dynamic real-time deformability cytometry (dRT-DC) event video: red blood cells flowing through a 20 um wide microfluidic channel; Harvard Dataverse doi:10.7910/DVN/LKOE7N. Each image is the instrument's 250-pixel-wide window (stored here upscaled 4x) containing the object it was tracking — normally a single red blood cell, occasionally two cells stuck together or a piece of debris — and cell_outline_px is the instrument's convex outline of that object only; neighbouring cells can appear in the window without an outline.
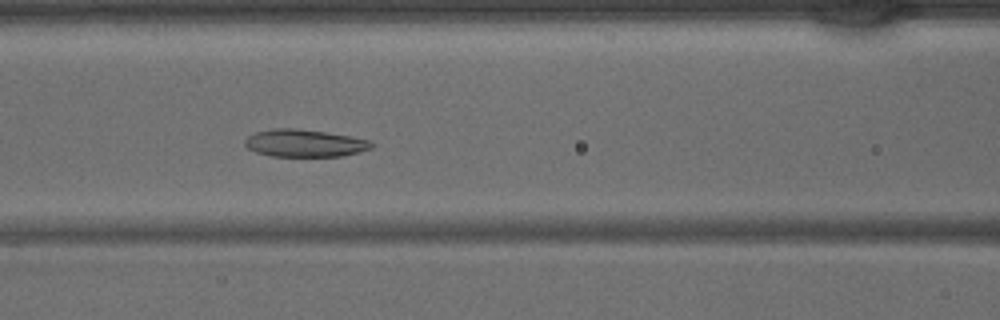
{"species": "common noctule bat (a hibernating species)", "species_latin": "Nyctalus noctula", "temperature_condition": "warm", "stored_images_in_passage": 42, "camera_frame_rate_fps": 3000, "um_per_image_px": 0.085, "animal": {"sex": "male", "body_mass_g": 15.6}, "frame": {"image": 1, "passage_image": 17, "time_ms": 5.333, "image_size_px": [1000, 320], "cell_outline_px": [[376, 144], [372, 148], [340, 156], [272, 156], [256, 152], [248, 148], [244, 144], [244, 140], [248, 136], [256, 132], [276, 128], [296, 128], [324, 132], [372, 140]], "centroid_in_image_um": [25.89, 12.16], "position_along_channel_um": 140.7, "area_um2": 20.11}}
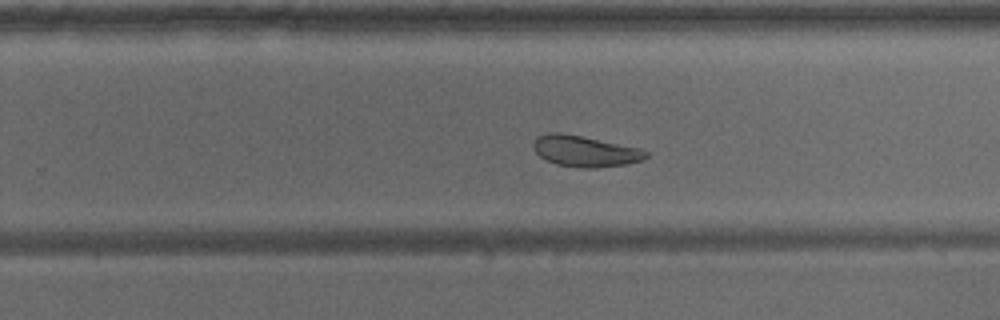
{"frame": {"image": 2, "passage_image": 26, "time_ms": 8.333, "image_size_px": [1000, 320], "cell_outline_px": [[648, 156], [640, 160], [628, 164], [596, 168], [584, 168], [556, 164], [540, 156], [532, 148], [532, 144], [536, 136], [548, 132], [560, 132], [640, 148], [648, 152]], "centroid_in_image_um": [49.69, 12.84], "position_along_channel_um": 280.1, "area_um2": 20.29}}
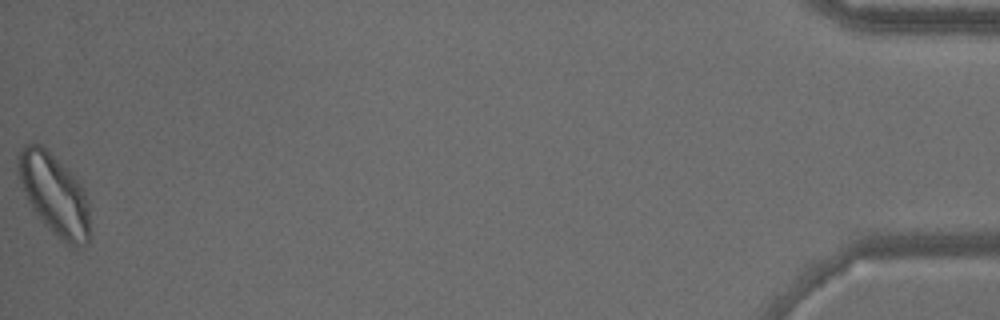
{"frame": {"image": 3, "passage_image": 42, "time_ms": 13.667, "image_size_px": [1000, 320], "cell_outline_px": [[88, 244], [80, 248], [76, 248], [64, 244], [48, 228], [36, 212], [28, 200], [24, 192], [20, 180], [20, 152], [24, 144], [40, 144], [84, 188], [88, 200]], "centroid_in_image_um": [4.66, 16.62], "position_along_channel_um": 430.5, "area_um2": 32.71}}